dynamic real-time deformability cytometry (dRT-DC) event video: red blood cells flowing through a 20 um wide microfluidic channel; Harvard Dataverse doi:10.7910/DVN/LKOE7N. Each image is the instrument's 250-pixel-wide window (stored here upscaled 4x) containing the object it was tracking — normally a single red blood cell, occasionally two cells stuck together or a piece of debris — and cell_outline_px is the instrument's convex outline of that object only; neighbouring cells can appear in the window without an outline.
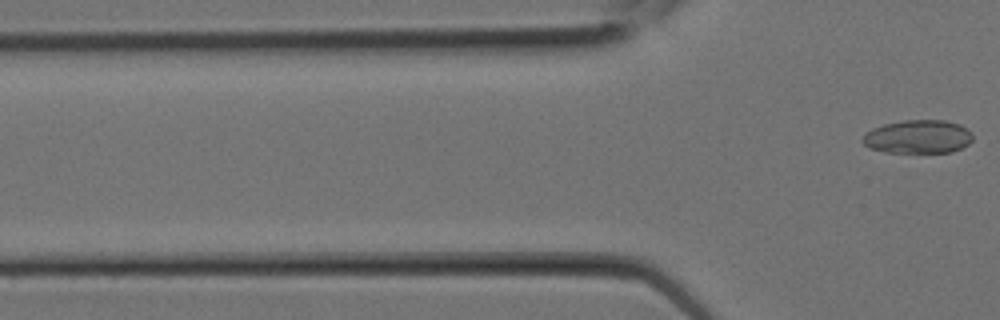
{"species": "Egyptian fruit bat (a non-hibernating species)", "species_latin": "Rousettus aegyptiacus", "temperature_condition": "room temperature", "stored_images_in_passage": 4, "camera_frame_rate_fps": 3000, "um_per_image_px": 0.085, "animal": {"sex": "female"}, "frame": {"image": 1, "passage_image": 4, "time_ms": 1.0, "image_size_px": [1000, 320], "cell_outline_px": [[972, 140], [968, 144], [952, 152], [884, 152], [872, 148], [864, 144], [860, 140], [872, 128], [884, 124], [904, 120], [944, 120], [960, 124], [968, 128], [972, 132]], "centroid_in_image_um": [78.06, 11.61], "position_along_channel_um": 47.7, "area_um2": 21.44}}